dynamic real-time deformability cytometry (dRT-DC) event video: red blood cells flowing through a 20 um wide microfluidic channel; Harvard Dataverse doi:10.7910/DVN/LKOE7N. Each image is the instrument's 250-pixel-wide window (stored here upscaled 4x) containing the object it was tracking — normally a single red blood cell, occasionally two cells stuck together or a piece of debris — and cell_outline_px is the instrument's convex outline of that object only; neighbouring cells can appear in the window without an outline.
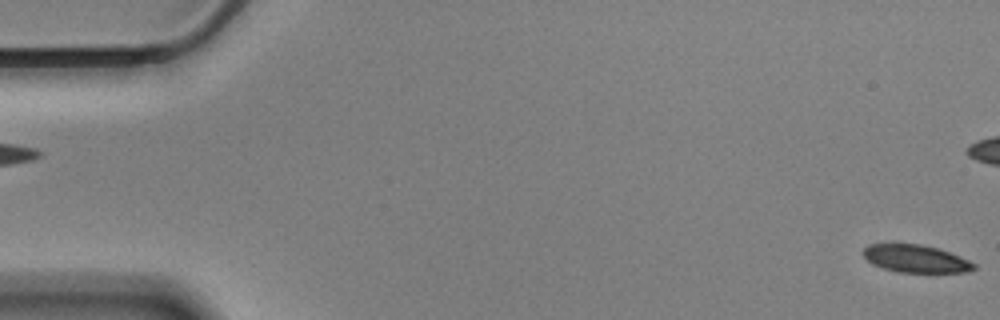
{"species": "Egyptian fruit bat (a non-hibernating species)", "species_latin": "Rousettus aegyptiacus", "temperature_condition": "cold", "stored_images_in_passage": 59, "camera_frame_rate_fps": 3000, "um_per_image_px": 0.085, "animal": {"sex": "male"}, "frame": {"image": 1, "passage_image": 1, "time_ms": 0.0, "image_size_px": [1000, 320], "cell_outline_px": [[976, 268], [968, 272], [900, 272], [884, 268], [868, 260], [860, 252], [868, 244], [920, 244], [940, 248], [960, 256], [976, 264]], "centroid_in_image_um": [77.87, 21.98], "position_along_channel_um": 7.1, "area_um2": 17.74}}
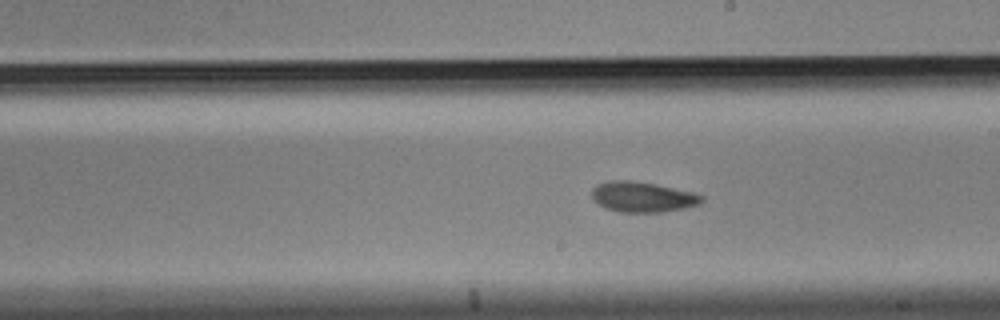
{"frame": {"image": 2, "passage_image": 33, "time_ms": 10.667, "image_size_px": [1000, 320], "cell_outline_px": [[704, 200], [700, 204], [684, 208], [664, 212], [620, 212], [604, 208], [592, 200], [592, 188], [596, 184], [608, 180], [632, 180], [656, 184], [692, 192], [704, 196]], "centroid_in_image_um": [54.59, 16.73], "position_along_channel_um": 234.4, "area_um2": 19.71}}
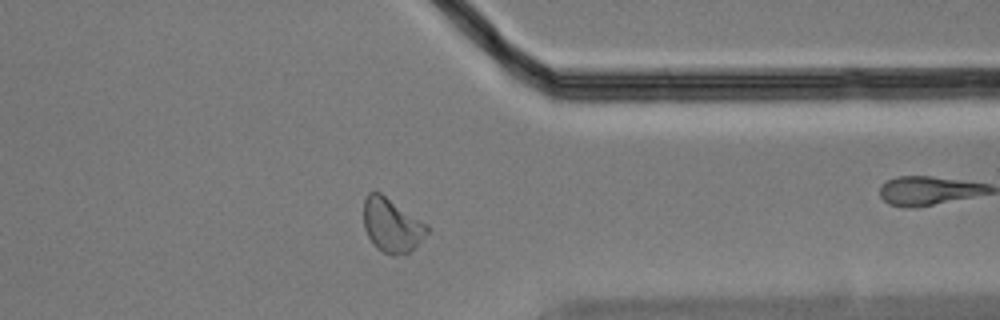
{"frame": {"image": 3, "passage_image": 46, "time_ms": 15.0, "image_size_px": [1000, 320], "cell_outline_px": [[432, 228], [404, 256], [392, 256], [376, 248], [368, 236], [364, 228], [364, 200], [368, 192], [380, 192], [428, 224]], "centroid_in_image_um": [33.3, 19.15], "position_along_channel_um": 378.1, "area_um2": 20.0}, "authors_computed_cell_mechanics": {"area_um2": 19.5364, "velocity_mm_per_s": 3.455, "shape_relaxation_time_tau1_ms": 11.2835, "shape_relaxation_time_tau2_ms": 9.184, "deformation_change_tau1": 0.178, "deformation_change_tau2": 0.1566}}